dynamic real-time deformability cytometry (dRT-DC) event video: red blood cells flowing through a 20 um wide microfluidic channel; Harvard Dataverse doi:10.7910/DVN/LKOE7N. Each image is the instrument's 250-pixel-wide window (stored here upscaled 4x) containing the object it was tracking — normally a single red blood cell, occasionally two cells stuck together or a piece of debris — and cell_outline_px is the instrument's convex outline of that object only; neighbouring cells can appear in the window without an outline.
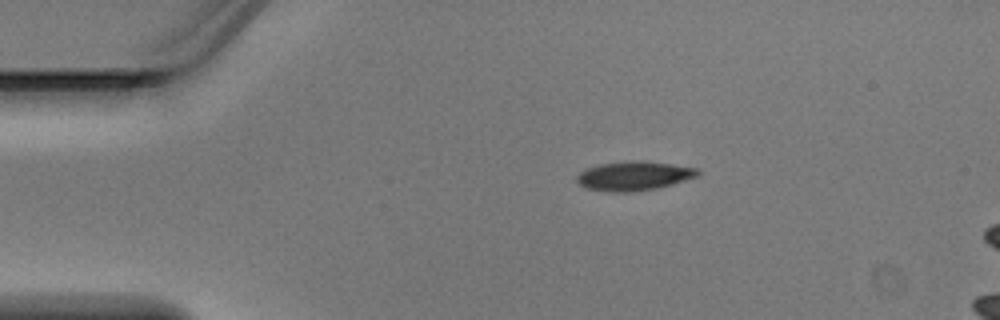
{"species": "Egyptian fruit bat (a non-hibernating species)", "species_latin": "Rousettus aegyptiacus", "temperature_condition": "warm", "stored_images_in_passage": 3, "camera_frame_rate_fps": 3000, "um_per_image_px": 0.085, "animal": {"sex": "male"}, "frame": {"image": 1, "passage_image": 1, "time_ms": 0.0, "image_size_px": [1000, 320], "cell_outline_px": [[700, 176], [660, 188], [632, 192], [608, 192], [588, 188], [576, 184], [576, 176], [584, 168], [596, 164], [628, 160], [644, 160], [672, 164], [696, 168], [700, 172]], "centroid_in_image_um": [53.86, 14.94], "position_along_channel_um": 31.1, "area_um2": 21.15}}